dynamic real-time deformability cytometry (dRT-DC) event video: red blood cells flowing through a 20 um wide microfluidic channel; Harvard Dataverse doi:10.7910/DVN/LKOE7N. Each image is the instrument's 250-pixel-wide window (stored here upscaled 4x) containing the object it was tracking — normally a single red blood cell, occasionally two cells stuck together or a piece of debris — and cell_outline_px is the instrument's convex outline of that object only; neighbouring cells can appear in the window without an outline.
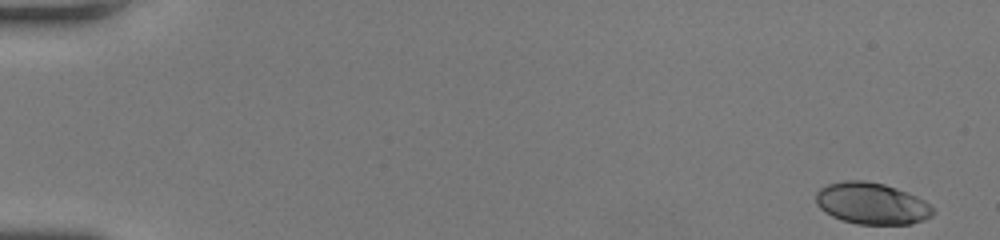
{"species": "human", "species_latin": "Homo sapiens", "temperature_condition": "room temperature", "stored_images_in_passage": 49, "camera_frame_rate_fps": 3000, "um_per_image_px": 0.085, "donor": {"sex": "female"}, "frame": {"image": 1, "passage_image": 1, "time_ms": 0.0, "image_size_px": [1000, 240], "cell_outline_px": [[936, 212], [932, 216], [924, 220], [912, 224], [856, 224], [840, 220], [824, 212], [816, 204], [816, 192], [820, 188], [828, 184], [844, 180], [864, 180], [884, 184], [896, 188], [916, 196], [924, 200]], "centroid_in_image_um": [74.08, 17.3], "position_along_channel_um": 10.9, "area_um2": 28.55}}
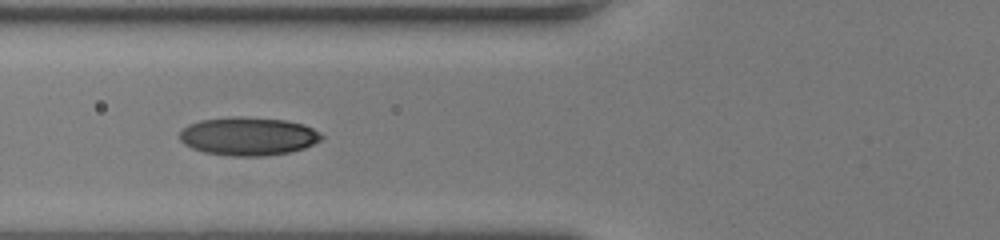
{"frame": {"image": 2, "passage_image": 20, "time_ms": 6.333, "image_size_px": [1000, 240], "cell_outline_px": [[324, 136], [320, 140], [304, 148], [288, 152], [264, 156], [228, 156], [204, 152], [192, 148], [184, 144], [180, 140], [180, 132], [188, 124], [200, 120], [232, 116], [240, 116], [288, 120], [304, 124], [320, 132]], "centroid_in_image_um": [21.09, 11.57], "position_along_channel_um": 104.7, "area_um2": 31.85}}
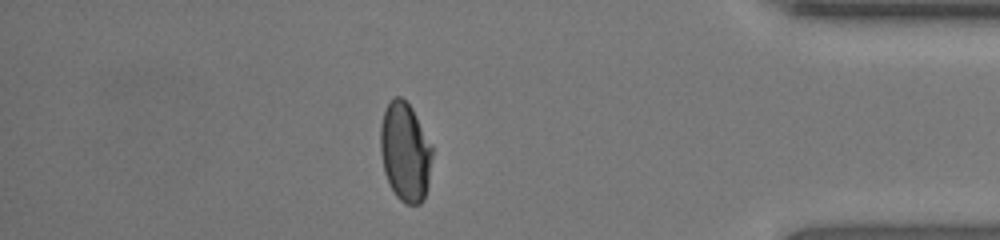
{"frame": {"image": 3, "passage_image": 43, "time_ms": 14.0, "image_size_px": [1000, 240], "cell_outline_px": [[432, 156], [428, 184], [424, 200], [420, 204], [404, 204], [396, 196], [388, 184], [384, 172], [380, 152], [380, 124], [384, 112], [392, 96], [400, 96], [412, 108], [432, 144]], "centroid_in_image_um": [34.43, 12.93], "position_along_channel_um": 400.8, "area_um2": 30.23}, "authors_computed_cell_mechanics": {"area_um2": 29.8826, "velocity_mm_per_s": 4.2666, "shape_relaxation_time_tau1_ms": 5.1465, "shape_relaxation_time_tau2_ms": 1.414, "deformation_change_tau1": 0.1802, "deformation_change_tau2": 0.0313}}